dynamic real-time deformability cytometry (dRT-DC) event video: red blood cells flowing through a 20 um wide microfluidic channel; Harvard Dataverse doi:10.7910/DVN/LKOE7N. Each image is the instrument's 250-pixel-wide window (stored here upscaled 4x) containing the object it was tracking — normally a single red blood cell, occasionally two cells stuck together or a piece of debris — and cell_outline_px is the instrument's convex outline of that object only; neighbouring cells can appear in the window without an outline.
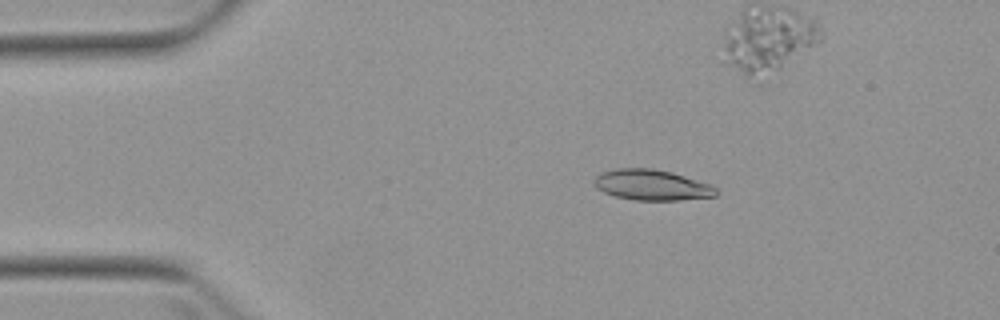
{"species": "Egyptian fruit bat (a non-hibernating species)", "species_latin": "Rousettus aegyptiacus", "temperature_condition": "warm", "stored_images_in_passage": 5, "camera_frame_rate_fps": 3000, "um_per_image_px": 0.085, "animal": {"sex": "female"}, "frame": {"image": 1, "passage_image": 3, "time_ms": 2.333, "image_size_px": [1000, 320], "cell_outline_px": [[720, 192], [716, 196], [680, 200], [632, 200], [616, 196], [604, 192], [596, 188], [592, 184], [596, 176], [600, 172], [612, 168], [652, 168], [672, 172], [712, 184]], "centroid_in_image_um": [55.4, 15.71], "position_along_channel_um": 29.6, "area_um2": 22.14}}
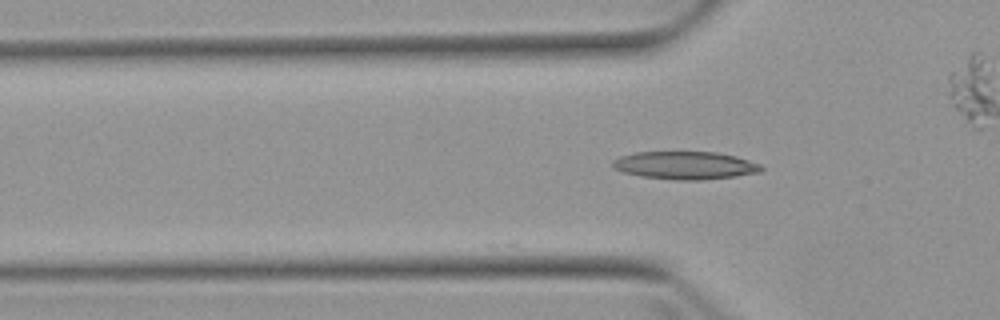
{"frame": {"image": 2, "passage_image": 5, "time_ms": 4.667, "image_size_px": [1000, 320], "cell_outline_px": [[764, 168], [760, 172], [736, 176], [700, 180], [676, 180], [640, 176], [624, 172], [612, 168], [612, 160], [620, 156], [636, 152], [716, 152], [736, 156], [760, 164]], "centroid_in_image_um": [58.22, 14.05], "position_along_channel_um": 67.6, "area_um2": 24.16}}